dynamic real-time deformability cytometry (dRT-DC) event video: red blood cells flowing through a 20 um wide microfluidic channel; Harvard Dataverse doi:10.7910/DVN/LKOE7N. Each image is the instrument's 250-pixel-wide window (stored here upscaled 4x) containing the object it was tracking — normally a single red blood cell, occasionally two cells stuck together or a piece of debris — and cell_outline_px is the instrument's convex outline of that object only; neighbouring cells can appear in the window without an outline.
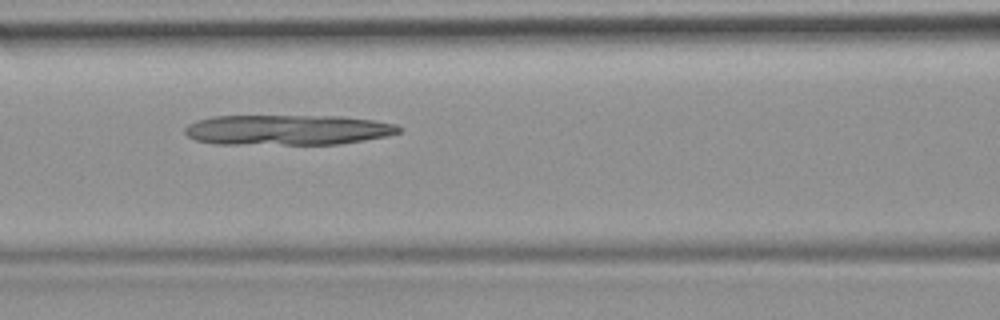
{"species": "common noctule bat (a hibernating species)", "species_latin": "Nyctalus noctula", "temperature_condition": "room temperature", "stored_images_in_passage": 26, "camera_frame_rate_fps": 3000, "um_per_image_px": 0.085, "animal": {"sex": "female", "body_mass_g": 19.9}, "frame": {"image": 1, "passage_image": 22, "time_ms": 7.0, "image_size_px": [1000, 320], "cell_outline_px": [[404, 128], [400, 132], [388, 136], [340, 144], [216, 144], [196, 140], [188, 136], [184, 132], [184, 128], [188, 124], [196, 120], [212, 116], [344, 116], [372, 120], [396, 124]], "centroid_in_image_um": [24.45, 11.04], "position_along_channel_um": 142.2, "area_um2": 38.03}}
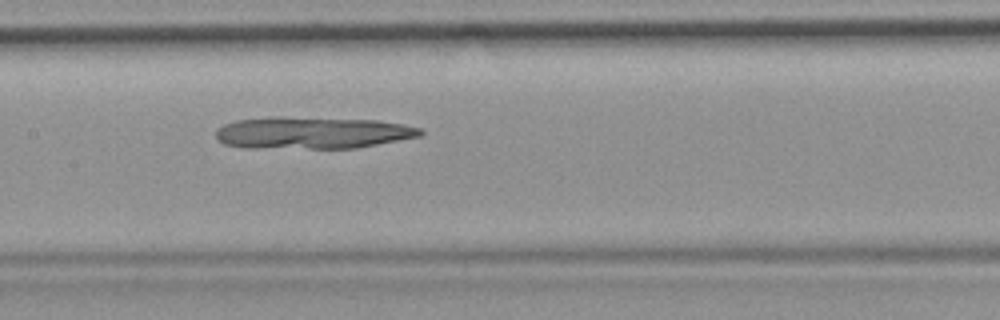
{"frame": {"image": 2, "passage_image": 25, "time_ms": 8.0, "image_size_px": [1000, 320], "cell_outline_px": [[424, 132], [420, 136], [356, 148], [244, 148], [224, 144], [216, 136], [216, 128], [224, 124], [236, 120], [268, 116], [284, 116], [376, 120], [404, 124], [420, 128]], "centroid_in_image_um": [26.5, 11.27], "position_along_channel_um": 180.9, "area_um2": 38.49}}